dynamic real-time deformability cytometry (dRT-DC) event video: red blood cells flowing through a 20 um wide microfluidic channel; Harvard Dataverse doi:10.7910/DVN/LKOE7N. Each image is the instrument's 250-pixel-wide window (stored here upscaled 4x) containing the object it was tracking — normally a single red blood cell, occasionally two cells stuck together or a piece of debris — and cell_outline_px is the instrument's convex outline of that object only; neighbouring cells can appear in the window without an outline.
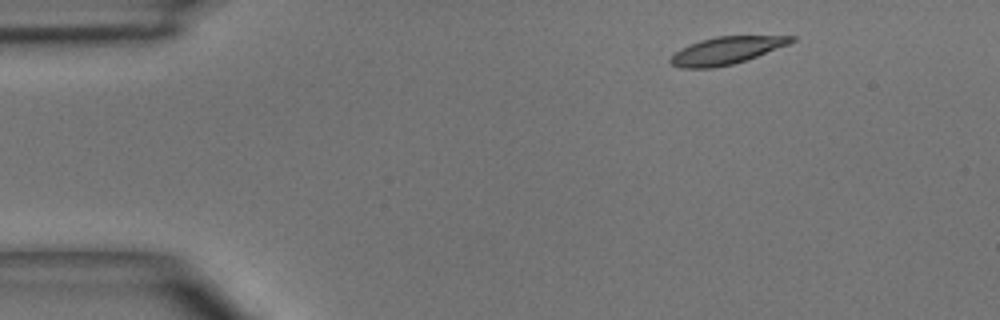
{"species": "common noctule bat (a hibernating species)", "species_latin": "Nyctalus noctula", "temperature_condition": "room temperature", "stored_images_in_passage": 4, "camera_frame_rate_fps": 3000, "um_per_image_px": 0.085, "animal": {"sex": "male", "body_mass_g": 15.6}, "frame": {"image": 1, "passage_image": 1, "time_ms": 0.0, "image_size_px": [1000, 320], "cell_outline_px": [[796, 40], [788, 44], [756, 56], [732, 64], [712, 68], [680, 68], [672, 64], [668, 60], [680, 48], [688, 44], [700, 40], [716, 36], [796, 36]], "centroid_in_image_um": [61.69, 4.29], "position_along_channel_um": 23.3, "area_um2": 19.07}}